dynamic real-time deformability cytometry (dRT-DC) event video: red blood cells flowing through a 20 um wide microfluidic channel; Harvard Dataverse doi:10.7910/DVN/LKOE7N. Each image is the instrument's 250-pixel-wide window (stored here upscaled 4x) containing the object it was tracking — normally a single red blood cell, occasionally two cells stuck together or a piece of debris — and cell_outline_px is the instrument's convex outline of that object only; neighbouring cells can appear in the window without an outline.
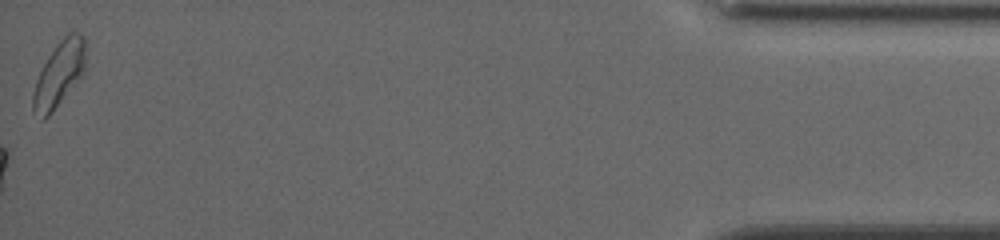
{"species": "common noctule bat (a hibernating species)", "species_latin": "Nyctalus noctula", "temperature_condition": "cold", "stored_images_in_passage": 42, "camera_frame_rate_fps": 3000, "um_per_image_px": 0.085, "animal": {"sex": "female", "body_mass_g": 19.5, "forearm_length_mm": 54.1}, "frame": {"image": 1, "passage_image": 42, "time_ms": 13.667, "image_size_px": [1000, 240], "cell_outline_px": [[88, 40], [84, 72], [52, 112], [44, 120], [40, 120], [32, 108], [32, 96], [36, 80], [48, 56], [56, 44], [68, 32], [80, 32]], "centroid_in_image_um": [5.06, 6.24], "position_along_channel_um": 430.1, "area_um2": 20.17}, "authors_computed_cell_mechanics": {"area_um2": 17.5712, "velocity_mm_per_s": 3.8755, "shape_relaxation_time_tau1_ms": 9.3893, "shape_relaxation_time_tau2_ms": 2.4389, "deformation_change_tau1": 0.1606, "deformation_change_tau2": 0.0908}}